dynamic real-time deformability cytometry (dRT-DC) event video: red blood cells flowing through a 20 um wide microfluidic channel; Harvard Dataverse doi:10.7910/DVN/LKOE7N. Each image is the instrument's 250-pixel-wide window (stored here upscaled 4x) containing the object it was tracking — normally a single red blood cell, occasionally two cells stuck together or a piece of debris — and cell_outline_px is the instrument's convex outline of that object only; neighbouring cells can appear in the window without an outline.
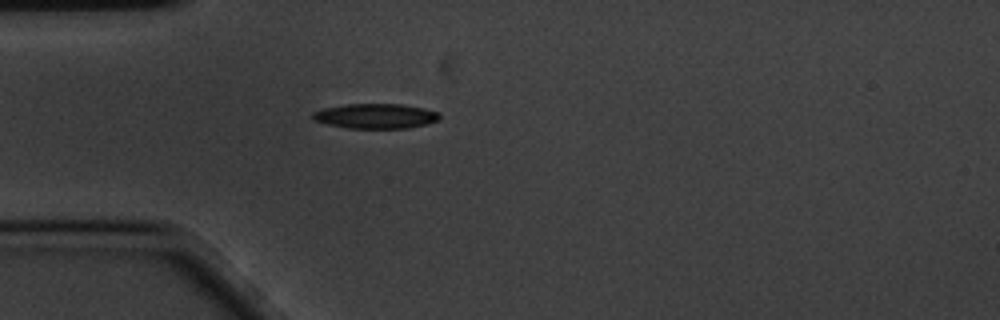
{"species": "common noctule bat (a hibernating species)", "species_latin": "Nyctalus noctula", "temperature_condition": "cold", "stored_images_in_passage": 38, "camera_frame_rate_fps": 3000, "um_per_image_px": 0.085, "animal": {"sex": "male", "body_mass_g": 20.1, "forearm_length_mm": 53.5}, "frame": {"image": 1, "passage_image": 1, "time_ms": 0.0, "image_size_px": [1000, 320], "cell_outline_px": [[440, 120], [408, 128], [348, 128], [328, 124], [312, 120], [312, 112], [324, 108], [348, 104], [400, 104], [424, 108], [436, 112], [440, 116]], "centroid_in_image_um": [31.9, 9.86], "position_along_channel_um": 53.1, "area_um2": 18.26}}
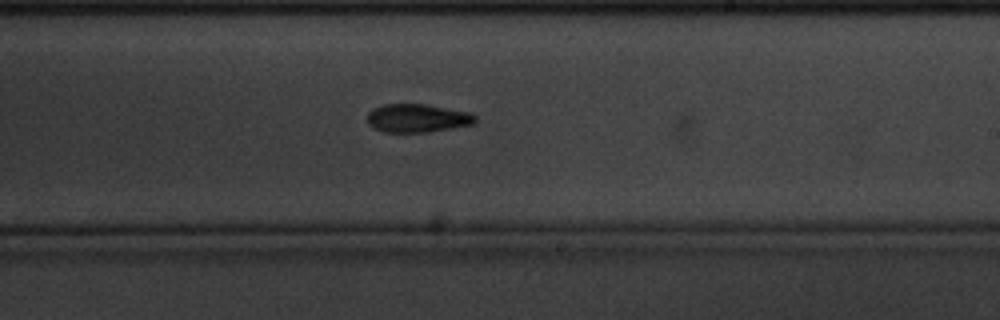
{"frame": {"image": 2, "passage_image": 19, "time_ms": 6.0, "image_size_px": [1000, 320], "cell_outline_px": [[476, 120], [472, 124], [428, 132], [384, 132], [368, 124], [368, 112], [372, 108], [384, 104], [424, 104], [468, 112], [476, 116]], "centroid_in_image_um": [35.44, 10.04], "position_along_channel_um": 253.6, "area_um2": 17.63}}
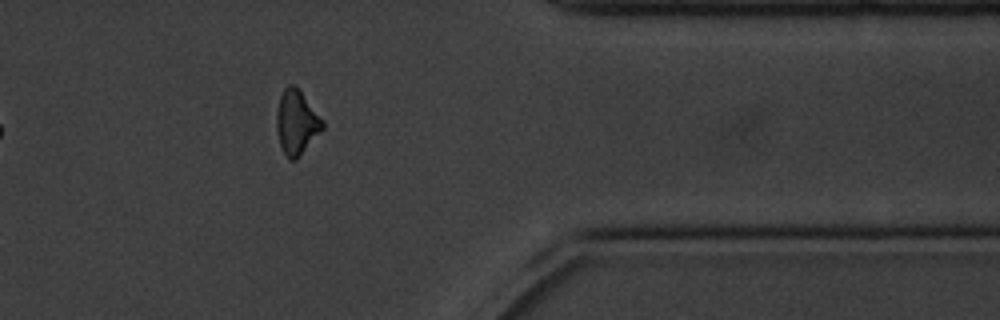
{"frame": {"image": 3, "passage_image": 32, "time_ms": 10.333, "image_size_px": [1000, 320], "cell_outline_px": [[324, 128], [300, 156], [296, 160], [288, 160], [280, 144], [276, 128], [276, 112], [280, 96], [284, 88], [288, 84], [292, 84], [300, 92], [324, 120]], "centroid_in_image_um": [25.2, 10.43], "position_along_channel_um": 386.2, "area_um2": 17.11}, "authors_computed_cell_mechanics": {"area_um2": 17.5712, "velocity_mm_per_s": 3.4425, "shape_relaxation_time_tau1_ms": 4.8983, "shape_relaxation_time_tau2_ms": null, "deformation_change_tau1": 0.1354, "deformation_change_tau2": null}}